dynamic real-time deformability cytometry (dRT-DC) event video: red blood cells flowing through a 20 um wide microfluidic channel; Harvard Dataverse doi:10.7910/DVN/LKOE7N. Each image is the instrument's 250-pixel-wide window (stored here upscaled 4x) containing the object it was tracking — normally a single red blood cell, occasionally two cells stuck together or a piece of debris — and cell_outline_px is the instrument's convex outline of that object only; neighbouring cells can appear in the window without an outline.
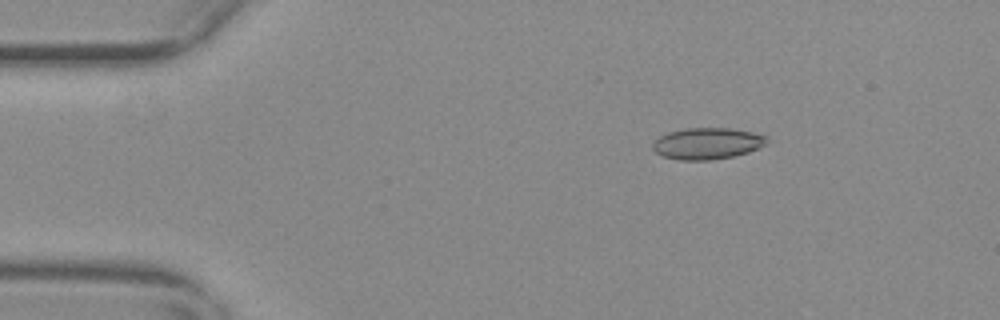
{"species": "common noctule bat (a hibernating species)", "species_latin": "Nyctalus noctula", "temperature_condition": "warm", "stored_images_in_passage": 51, "camera_frame_rate_fps": 3000, "um_per_image_px": 0.085, "animal": {"sex": "female", "body_mass_g": 29.2, "forearm_length_mm": 56.3}, "frame": {"image": 1, "passage_image": 4, "time_ms": 1.0, "image_size_px": [1000, 320], "cell_outline_px": [[768, 144], [748, 152], [732, 156], [712, 160], [680, 160], [664, 156], [656, 152], [652, 148], [652, 144], [660, 136], [668, 132], [684, 128], [732, 128], [752, 132], [768, 136]], "centroid_in_image_um": [60.14, 12.19], "position_along_channel_um": 24.9, "area_um2": 20.98}}
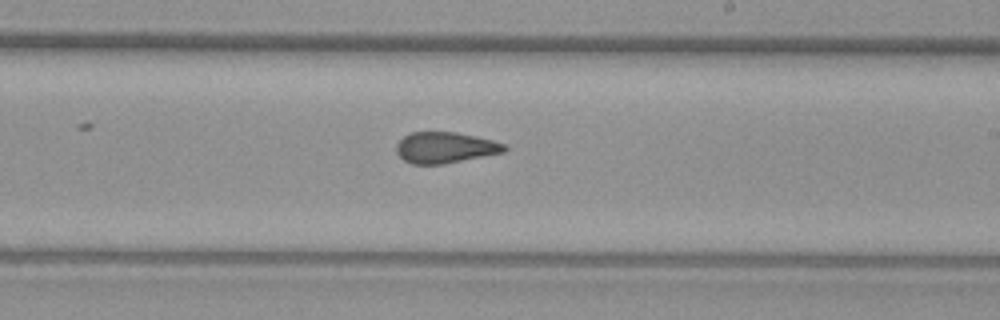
{"frame": {"image": 2, "passage_image": 28, "time_ms": 9.0, "image_size_px": [1000, 320], "cell_outline_px": [[508, 148], [504, 152], [444, 164], [412, 164], [404, 160], [396, 152], [396, 144], [404, 136], [412, 132], [456, 132], [476, 136], [492, 140], [504, 144]], "centroid_in_image_um": [37.83, 12.54], "position_along_channel_um": 251.2, "area_um2": 19.48}}
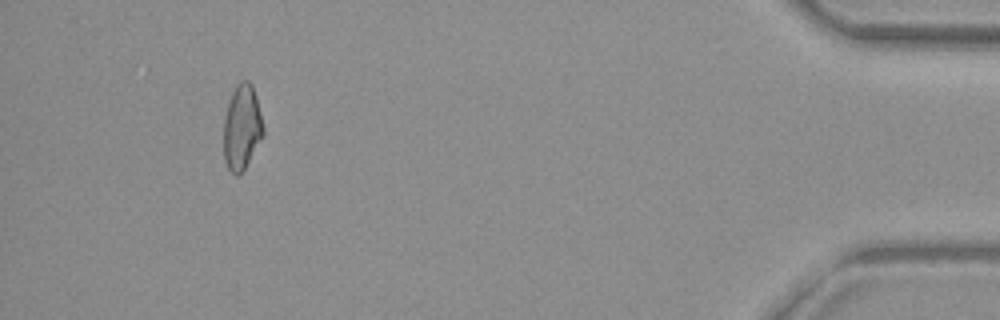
{"frame": {"image": 3, "passage_image": 47, "time_ms": 15.333, "image_size_px": [1000, 320], "cell_outline_px": [[264, 136], [244, 168], [236, 176], [228, 168], [224, 160], [224, 120], [228, 104], [232, 92], [236, 84], [240, 80], [248, 80], [252, 84], [264, 128]], "centroid_in_image_um": [20.56, 10.8], "position_along_channel_um": 414.6, "area_um2": 19.42}, "authors_computed_cell_mechanics": {"area_um2": 20.23, "velocity_mm_per_s": 3.7066, "shape_relaxation_time_tau1_ms": null, "shape_relaxation_time_tau2_ms": 1.7033, "deformation_change_tau1": null, "deformation_change_tau2": 0.0822}}